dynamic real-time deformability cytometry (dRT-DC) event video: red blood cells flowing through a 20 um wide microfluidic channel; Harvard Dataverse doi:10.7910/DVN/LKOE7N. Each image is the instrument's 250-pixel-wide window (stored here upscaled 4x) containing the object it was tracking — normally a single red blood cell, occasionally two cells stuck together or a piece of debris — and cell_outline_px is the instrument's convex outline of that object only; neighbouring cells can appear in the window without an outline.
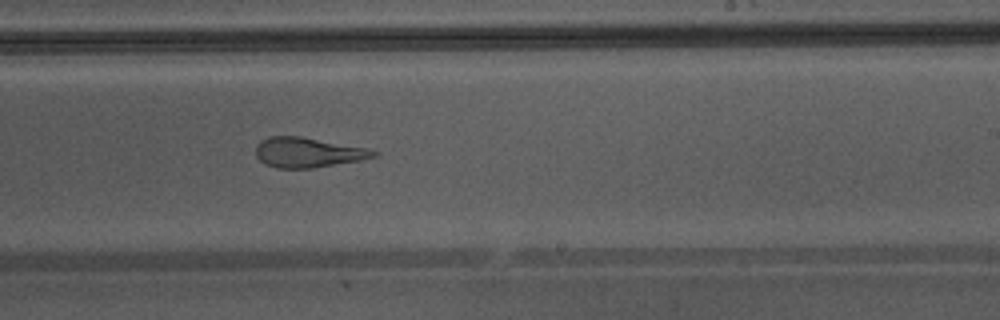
{"species": "Egyptian fruit bat (a non-hibernating species)", "species_latin": "Rousettus aegyptiacus", "temperature_condition": "warm", "stored_images_in_passage": 32, "camera_frame_rate_fps": 3000, "um_per_image_px": 0.085, "animal": {"sex": "male"}, "frame": {"image": 1, "passage_image": 14, "time_ms": 4.333, "image_size_px": [1000, 320], "cell_outline_px": [[380, 152], [376, 156], [360, 160], [312, 168], [276, 168], [264, 164], [256, 156], [256, 144], [260, 140], [268, 136], [300, 136], [368, 148]], "centroid_in_image_um": [26.14, 12.95], "position_along_channel_um": 262.9, "area_um2": 20.63}, "authors_computed_cell_mechanics": {"area_um2": 22.1952, "velocity_mm_per_s": 4.3735, "shape_relaxation_time_tau1_ms": null, "shape_relaxation_time_tau2_ms": 1.7857, "deformation_change_tau1": null, "deformation_change_tau2": 0.1188}}